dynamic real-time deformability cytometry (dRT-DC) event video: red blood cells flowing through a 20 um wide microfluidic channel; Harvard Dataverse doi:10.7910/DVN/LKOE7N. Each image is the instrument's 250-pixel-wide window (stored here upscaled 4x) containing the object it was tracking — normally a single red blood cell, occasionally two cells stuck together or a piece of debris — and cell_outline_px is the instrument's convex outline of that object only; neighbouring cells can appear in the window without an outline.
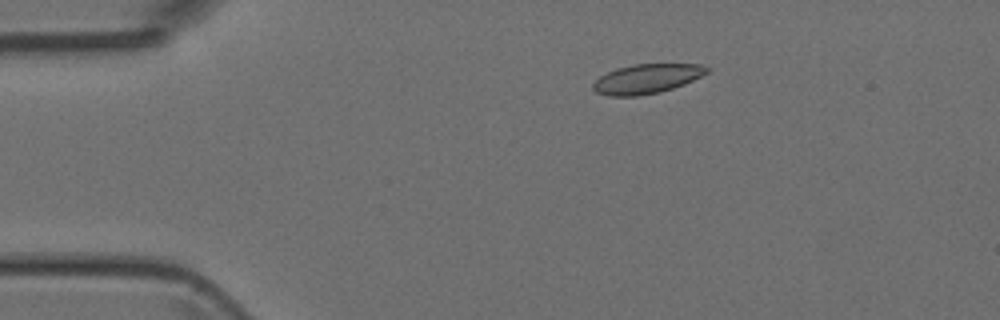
{"species": "Egyptian fruit bat (a non-hibernating species)", "species_latin": "Rousettus aegyptiacus", "temperature_condition": "room temperature", "stored_images_in_passage": 7, "camera_frame_rate_fps": 3000, "um_per_image_px": 0.085, "animal": {"sex": "female"}, "frame": {"image": 1, "passage_image": 3, "time_ms": 2.333, "image_size_px": [1000, 320], "cell_outline_px": [[712, 68], [708, 72], [684, 84], [660, 92], [636, 96], [608, 96], [596, 92], [592, 88], [592, 84], [600, 76], [616, 68], [632, 64], [700, 64]], "centroid_in_image_um": [54.96, 6.69], "position_along_channel_um": 30.0, "area_um2": 19.54}}
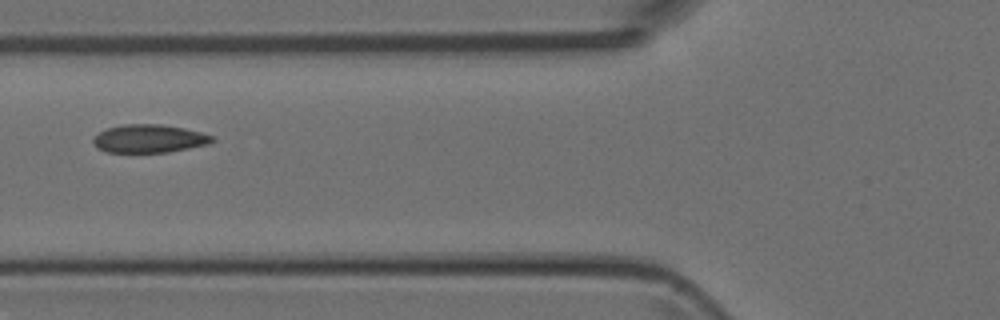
{"frame": {"image": 2, "passage_image": 6, "time_ms": 5.667, "image_size_px": [1000, 320], "cell_outline_px": [[216, 140], [208, 144], [168, 152], [108, 152], [96, 148], [92, 140], [100, 132], [108, 128], [124, 124], [160, 124], [184, 128], [200, 132], [212, 136]], "centroid_in_image_um": [12.68, 11.78], "position_along_channel_um": 113.1, "area_um2": 19.36}}
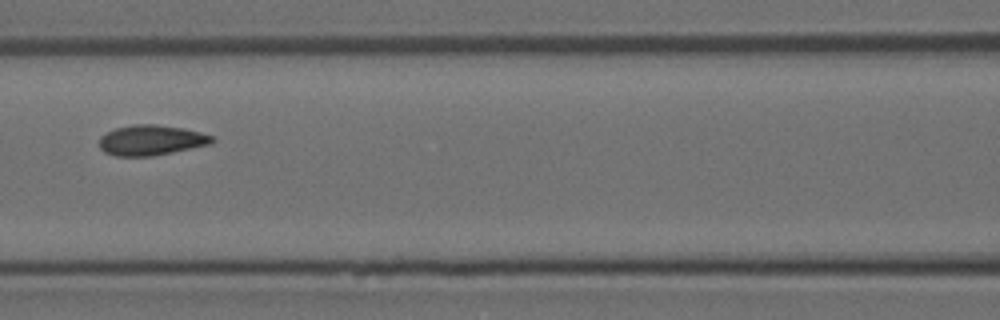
{"frame": {"image": 3, "passage_image": 7, "time_ms": 6.667, "image_size_px": [1000, 320], "cell_outline_px": [[216, 140], [212, 144], [152, 156], [116, 156], [104, 152], [100, 148], [100, 136], [116, 128], [136, 124], [156, 124], [184, 128], [200, 132], [212, 136]], "centroid_in_image_um": [12.87, 11.91], "position_along_channel_um": 153.7, "area_um2": 19.88}}